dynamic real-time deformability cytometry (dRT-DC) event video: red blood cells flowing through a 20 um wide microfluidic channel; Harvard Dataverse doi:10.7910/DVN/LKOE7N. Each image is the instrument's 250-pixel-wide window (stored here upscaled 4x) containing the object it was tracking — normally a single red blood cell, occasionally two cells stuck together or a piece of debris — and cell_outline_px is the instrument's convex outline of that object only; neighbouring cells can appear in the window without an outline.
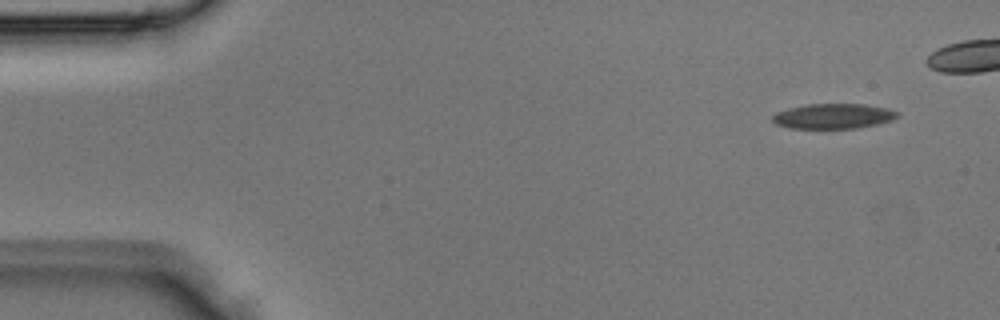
{"species": "Egyptian fruit bat (a non-hibernating species)", "species_latin": "Rousettus aegyptiacus", "temperature_condition": "room temperature", "stored_images_in_passage": 6, "camera_frame_rate_fps": 3000, "um_per_image_px": 0.085, "animal": {"sex": "male"}, "frame": {"image": 1, "passage_image": 1, "time_ms": 0.0, "image_size_px": [1000, 320], "cell_outline_px": [[900, 116], [892, 120], [876, 124], [856, 128], [788, 128], [776, 124], [772, 120], [772, 116], [776, 112], [788, 108], [808, 104], [864, 104], [888, 108], [900, 112]], "centroid_in_image_um": [70.85, 9.87], "position_along_channel_um": 14.2, "area_um2": 18.32}}
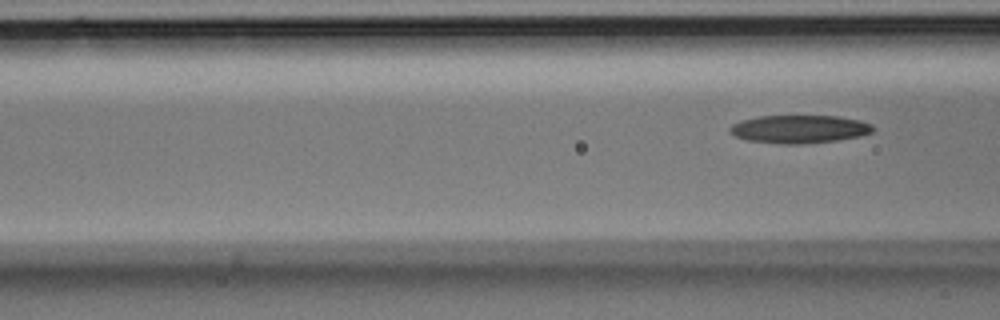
{"frame": {"image": 2, "passage_image": 6, "time_ms": 1.667, "image_size_px": [1000, 320], "cell_outline_px": [[876, 128], [872, 132], [860, 136], [836, 140], [800, 144], [780, 144], [748, 140], [736, 136], [728, 132], [728, 128], [732, 124], [740, 120], [756, 116], [840, 116], [860, 120], [872, 124]], "centroid_in_image_um": [67.93, 10.96], "position_along_channel_um": 98.7, "area_um2": 23.58}}